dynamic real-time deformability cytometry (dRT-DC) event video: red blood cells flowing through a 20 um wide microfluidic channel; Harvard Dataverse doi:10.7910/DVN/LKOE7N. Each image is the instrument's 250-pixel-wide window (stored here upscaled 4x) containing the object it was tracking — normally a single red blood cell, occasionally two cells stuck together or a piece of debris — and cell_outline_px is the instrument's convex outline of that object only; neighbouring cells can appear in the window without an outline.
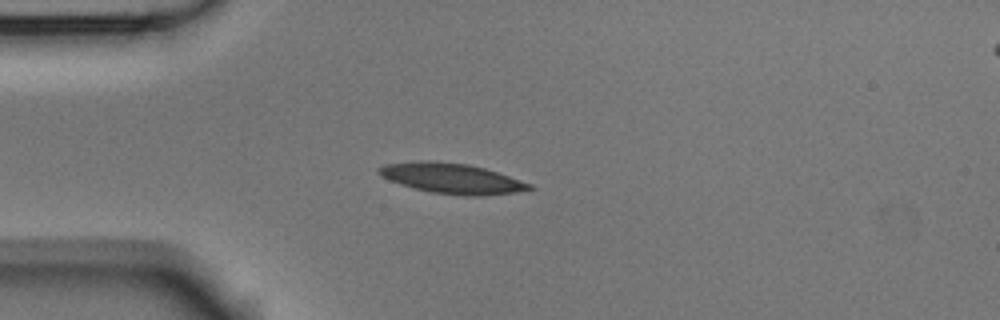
{"species": "Egyptian fruit bat (a non-hibernating species)", "species_latin": "Rousettus aegyptiacus", "temperature_condition": "room temperature", "stored_images_in_passage": 8, "camera_frame_rate_fps": 3000, "um_per_image_px": 0.085, "animal": {"sex": "male"}, "frame": {"image": 1, "passage_image": 4, "time_ms": 1.0, "image_size_px": [1000, 320], "cell_outline_px": [[532, 188], [516, 192], [480, 196], [464, 196], [432, 192], [400, 184], [388, 180], [380, 176], [376, 172], [384, 164], [420, 160], [432, 160], [468, 164], [484, 168], [532, 184]], "centroid_in_image_um": [38.35, 15.15], "position_along_channel_um": 46.6, "area_um2": 26.41}}
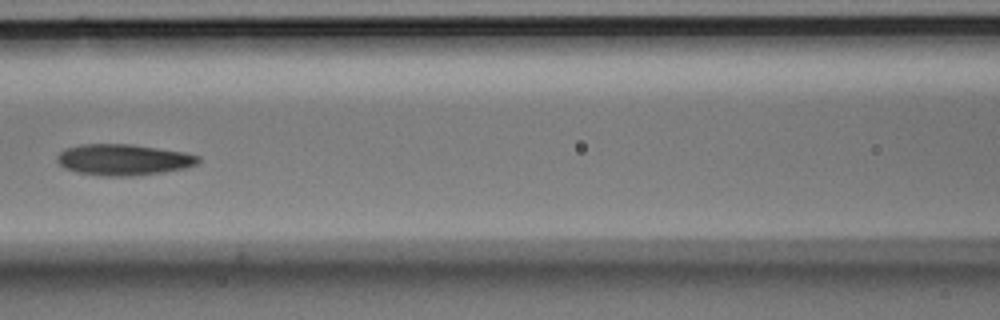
{"frame": {"image": 2, "passage_image": 7, "time_ms": 2.0, "image_size_px": [1000, 320], "cell_outline_px": [[200, 160], [196, 164], [184, 168], [164, 172], [132, 176], [104, 176], [76, 172], [64, 168], [56, 160], [56, 156], [64, 148], [80, 144], [132, 144], [184, 152], [200, 156]], "centroid_in_image_um": [10.46, 13.57], "position_along_channel_um": 156.1, "area_um2": 25.72}}
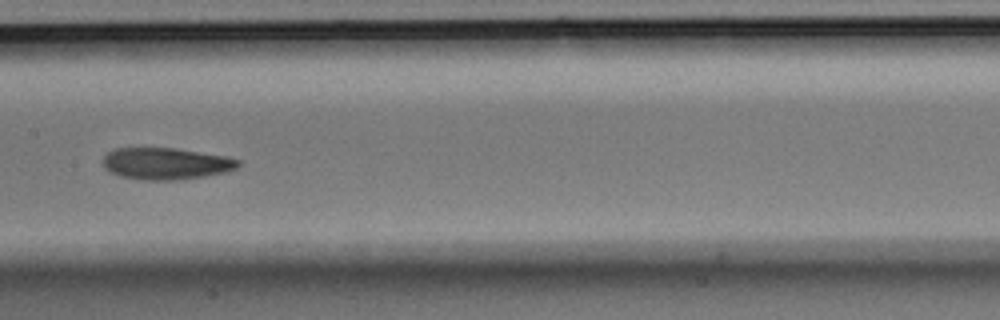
{"frame": {"image": 3, "passage_image": 8, "time_ms": 2.333, "image_size_px": [1000, 320], "cell_outline_px": [[240, 164], [236, 168], [228, 172], [204, 176], [176, 180], [144, 180], [120, 176], [108, 172], [104, 168], [104, 156], [108, 152], [116, 148], [176, 148], [228, 156], [240, 160]], "centroid_in_image_um": [14.13, 13.9], "position_along_channel_um": 193.3, "area_um2": 25.2}}